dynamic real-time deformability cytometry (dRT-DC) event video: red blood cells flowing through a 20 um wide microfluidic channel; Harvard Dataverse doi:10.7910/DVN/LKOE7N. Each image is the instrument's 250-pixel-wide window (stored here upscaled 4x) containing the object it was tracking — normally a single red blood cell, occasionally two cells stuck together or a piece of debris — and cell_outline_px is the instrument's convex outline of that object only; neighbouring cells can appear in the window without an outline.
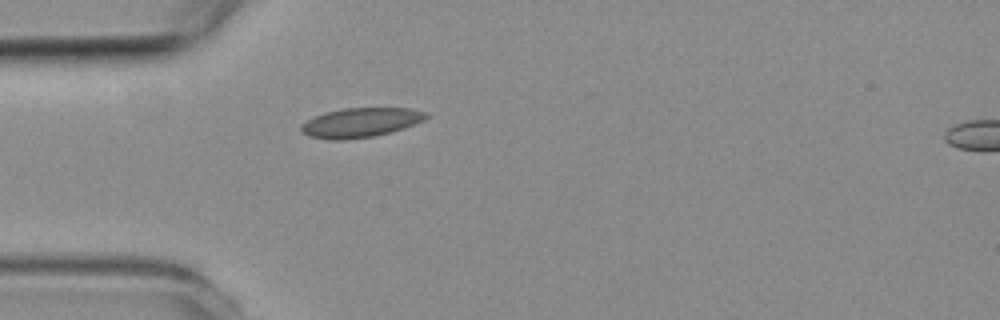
{"species": "common noctule bat (a hibernating species)", "species_latin": "Nyctalus noctula", "temperature_condition": "room temperature", "stored_images_in_passage": 3, "camera_frame_rate_fps": 3000, "um_per_image_px": 0.085, "animal": {"sex": "female", "body_mass_g": 19.3, "forearm_length_mm": 54.1}, "frame": {"image": 1, "passage_image": 3, "time_ms": 2.333, "image_size_px": [1000, 320], "cell_outline_px": [[428, 116], [424, 120], [404, 128], [392, 132], [376, 136], [344, 140], [328, 140], [308, 136], [300, 132], [300, 124], [324, 112], [344, 108], [408, 108], [428, 112]], "centroid_in_image_um": [30.63, 10.43], "position_along_channel_um": 54.4, "area_um2": 21.68}}